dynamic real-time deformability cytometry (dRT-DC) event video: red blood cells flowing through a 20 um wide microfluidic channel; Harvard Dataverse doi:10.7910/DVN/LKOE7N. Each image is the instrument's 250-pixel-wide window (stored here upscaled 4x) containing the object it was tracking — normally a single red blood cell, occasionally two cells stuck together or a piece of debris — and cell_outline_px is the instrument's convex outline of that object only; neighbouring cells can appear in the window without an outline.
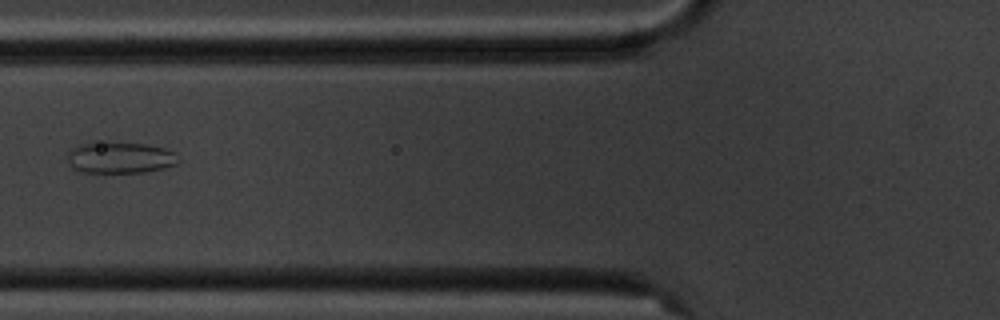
{"species": "common noctule bat (a hibernating species)", "species_latin": "Nyctalus noctula", "temperature_condition": "cold", "stored_images_in_passage": 16, "camera_frame_rate_fps": 3000, "um_per_image_px": 0.085, "animal": {"sex": "male", "body_mass_g": 20.1, "forearm_length_mm": 53.5}, "frame": {"image": 1, "passage_image": 7, "time_ms": 7.667, "image_size_px": [1000, 320], "cell_outline_px": [[180, 160], [176, 164], [164, 168], [144, 172], [80, 172], [72, 168], [68, 160], [68, 152], [72, 148], [92, 140], [108, 140], [144, 144], [164, 148], [176, 152]], "centroid_in_image_um": [10.19, 13.36], "position_along_channel_um": 115.6, "area_um2": 20.87}}
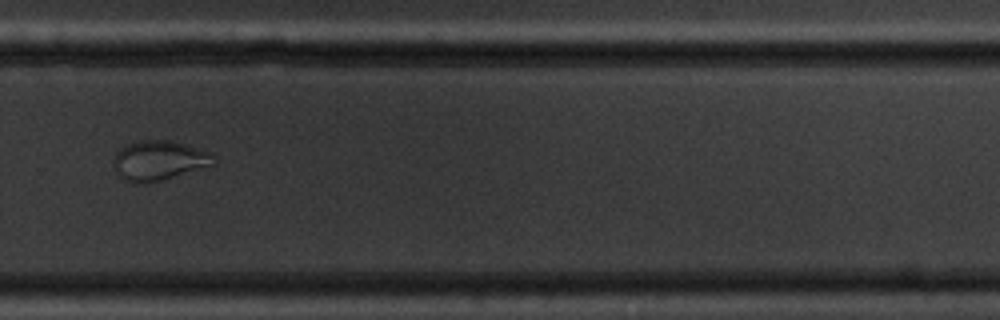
{"frame": {"image": 2, "passage_image": 12, "time_ms": 13.333, "image_size_px": [1000, 320], "cell_outline_px": [[216, 164], [160, 180], [124, 180], [116, 172], [112, 164], [112, 160], [116, 152], [128, 144], [140, 140], [172, 140], [212, 152]], "centroid_in_image_um": [13.54, 13.59], "position_along_channel_um": 316.3, "area_um2": 22.66}}